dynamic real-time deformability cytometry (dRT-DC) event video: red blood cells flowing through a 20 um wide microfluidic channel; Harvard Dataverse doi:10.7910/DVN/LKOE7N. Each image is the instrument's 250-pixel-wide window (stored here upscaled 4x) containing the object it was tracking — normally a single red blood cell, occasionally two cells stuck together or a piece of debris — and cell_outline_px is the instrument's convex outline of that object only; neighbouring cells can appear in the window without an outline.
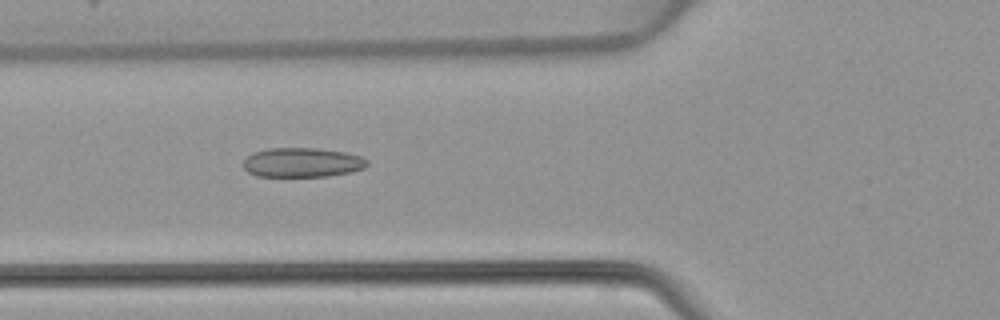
{"species": "common noctule bat (a hibernating species)", "species_latin": "Nyctalus noctula", "temperature_condition": "warm", "stored_images_in_passage": 48, "camera_frame_rate_fps": 3000, "um_per_image_px": 0.085, "animal": {"sex": "female", "body_mass_g": 22.7, "forearm_length_mm": 54.2}, "frame": {"image": 1, "passage_image": 18, "time_ms": 5.667, "image_size_px": [1000, 320], "cell_outline_px": [[368, 164], [364, 168], [352, 172], [328, 176], [256, 176], [248, 172], [244, 168], [244, 160], [252, 152], [268, 148], [316, 148], [344, 152], [360, 156], [368, 160]], "centroid_in_image_um": [25.69, 13.81], "position_along_channel_um": 100.1, "area_um2": 21.27}}
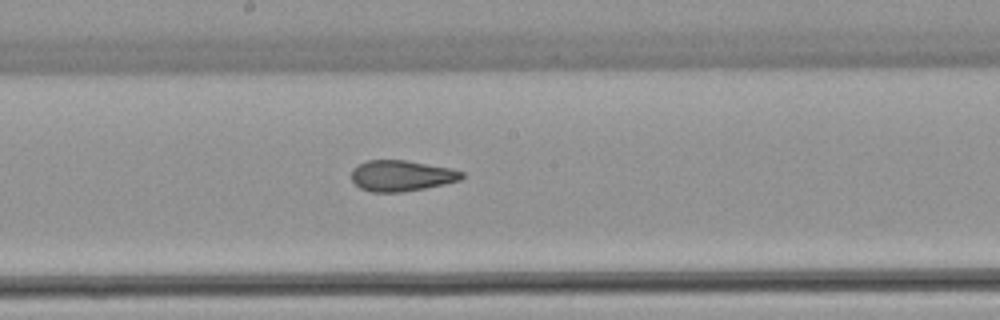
{"frame": {"image": 2, "passage_image": 26, "time_ms": 8.333, "image_size_px": [1000, 320], "cell_outline_px": [[464, 176], [460, 180], [444, 184], [424, 188], [400, 192], [372, 192], [360, 188], [352, 180], [352, 168], [368, 160], [404, 160], [452, 168], [464, 172]], "centroid_in_image_um": [34.13, 14.93], "position_along_channel_um": 214.1, "area_um2": 19.77}}
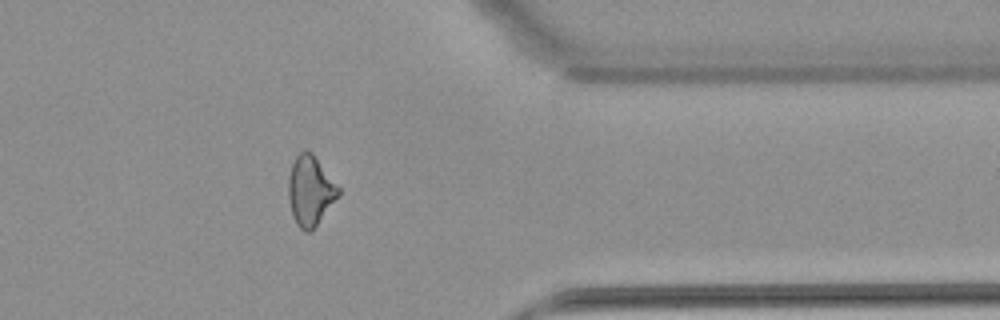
{"frame": {"image": 3, "passage_image": 39, "time_ms": 12.667, "image_size_px": [1000, 320], "cell_outline_px": [[340, 192], [316, 224], [308, 232], [304, 232], [296, 224], [292, 216], [288, 200], [288, 176], [292, 164], [296, 156], [300, 152], [312, 152], [340, 188]], "centroid_in_image_um": [26.33, 16.2], "position_along_channel_um": 385.1, "area_um2": 19.94}}